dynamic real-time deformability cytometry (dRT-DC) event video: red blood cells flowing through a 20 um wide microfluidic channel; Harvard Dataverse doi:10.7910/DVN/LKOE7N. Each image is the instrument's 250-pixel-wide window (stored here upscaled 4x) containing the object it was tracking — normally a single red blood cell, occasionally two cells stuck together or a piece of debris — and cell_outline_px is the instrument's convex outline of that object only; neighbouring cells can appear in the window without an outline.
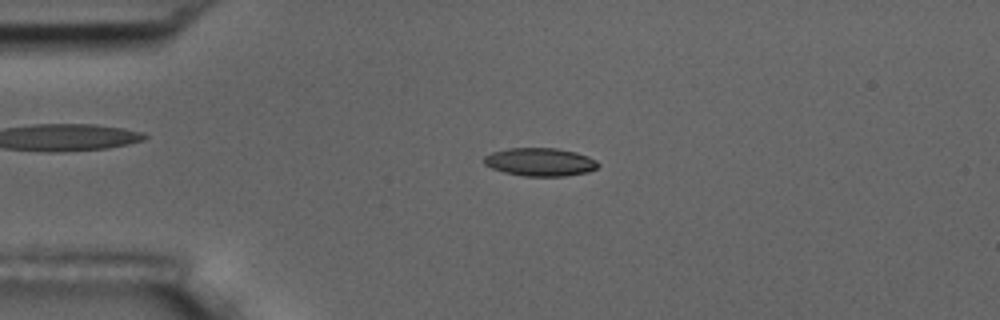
{"species": "common noctule bat (a hibernating species)", "species_latin": "Nyctalus noctula", "temperature_condition": "room temperature", "stored_images_in_passage": 56, "camera_frame_rate_fps": 3000, "um_per_image_px": 0.085, "animal": {"sex": "male", "body_mass_g": 17.5, "forearm_length_mm": 52.3}, "frame": {"image": 1, "passage_image": 13, "time_ms": 4.0, "image_size_px": [1000, 320], "cell_outline_px": [[600, 164], [596, 168], [588, 172], [564, 176], [524, 176], [504, 172], [492, 168], [484, 164], [484, 156], [492, 152], [508, 148], [556, 148], [576, 152], [588, 156], [596, 160]], "centroid_in_image_um": [45.91, 13.76], "position_along_channel_um": 39.1, "area_um2": 18.73}}
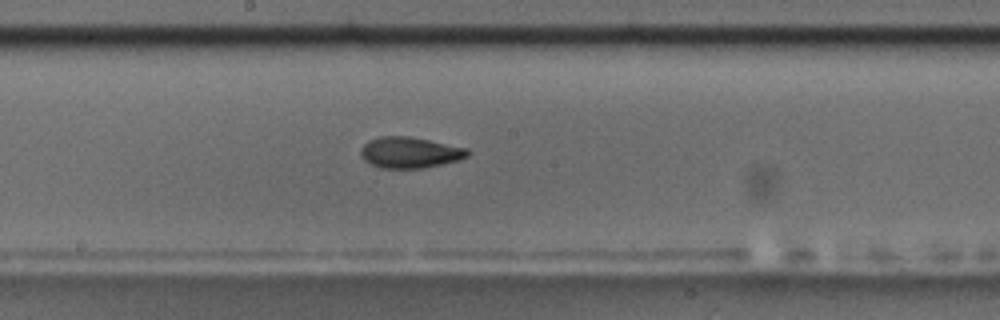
{"frame": {"image": 2, "passage_image": 30, "time_ms": 9.667, "image_size_px": [1000, 320], "cell_outline_px": [[472, 152], [468, 156], [460, 160], [424, 168], [380, 168], [364, 160], [360, 156], [360, 148], [368, 140], [380, 136], [408, 136], [468, 148]], "centroid_in_image_um": [34.84, 12.96], "position_along_channel_um": 213.4, "area_um2": 19.48}}
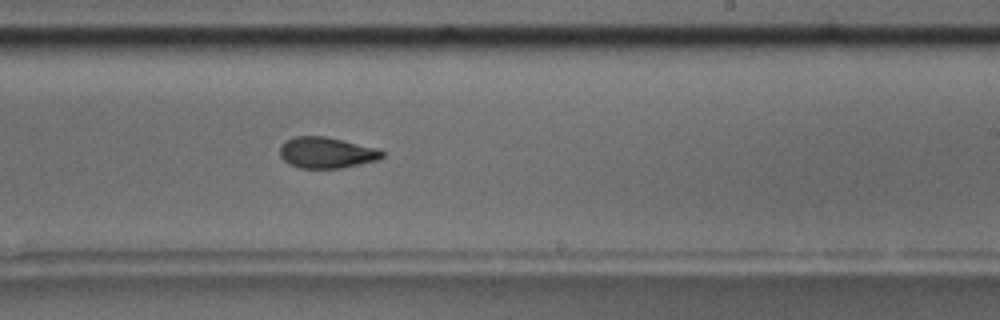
{"frame": {"image": 3, "passage_image": 34, "time_ms": 11.0, "image_size_px": [1000, 320], "cell_outline_px": [[384, 156], [376, 160], [344, 168], [300, 168], [288, 164], [280, 156], [280, 148], [292, 136], [324, 136], [380, 148], [384, 152]], "centroid_in_image_um": [27.78, 12.98], "position_along_channel_um": 261.2, "area_um2": 18.55}, "authors_computed_cell_mechanics": {"area_um2": 18.7272, "velocity_mm_per_s": 3.6004, "shape_relaxation_time_tau1_ms": 10.3793, "shape_relaxation_time_tau2_ms": 3.1408, "deformation_change_tau1": 0.2225, "deformation_change_tau2": 0.1003}}